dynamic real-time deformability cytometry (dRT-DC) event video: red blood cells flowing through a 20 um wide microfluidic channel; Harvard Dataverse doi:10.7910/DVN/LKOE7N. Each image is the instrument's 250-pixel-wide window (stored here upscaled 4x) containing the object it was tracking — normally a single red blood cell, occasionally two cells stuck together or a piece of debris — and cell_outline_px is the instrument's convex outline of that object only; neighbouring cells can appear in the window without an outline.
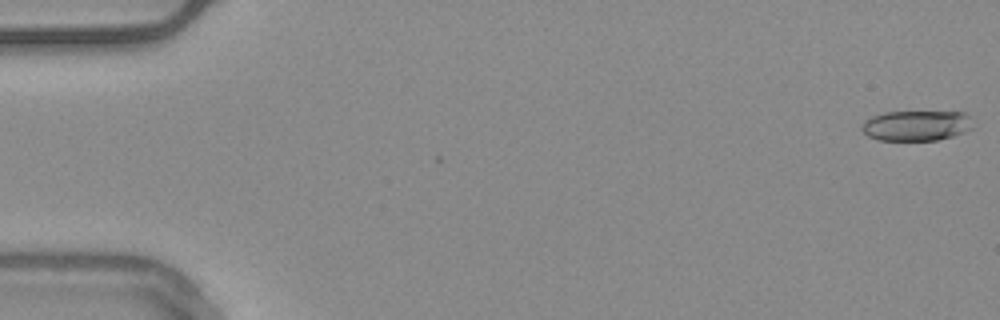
{"species": "common noctule bat (a hibernating species)", "species_latin": "Nyctalus noctula", "temperature_condition": "warm", "stored_images_in_passage": 3, "camera_frame_rate_fps": 3000, "um_per_image_px": 0.085, "animal": {"sex": "male", "body_mass_g": 20.4}, "frame": {"image": 1, "passage_image": 1, "time_ms": 0.0, "image_size_px": [1000, 320], "cell_outline_px": [[972, 128], [964, 132], [952, 136], [936, 140], [876, 140], [868, 136], [860, 128], [860, 124], [864, 120], [872, 116], [884, 112], [964, 112], [972, 116]], "centroid_in_image_um": [77.87, 10.67], "position_along_channel_um": 7.1, "area_um2": 19.83}}